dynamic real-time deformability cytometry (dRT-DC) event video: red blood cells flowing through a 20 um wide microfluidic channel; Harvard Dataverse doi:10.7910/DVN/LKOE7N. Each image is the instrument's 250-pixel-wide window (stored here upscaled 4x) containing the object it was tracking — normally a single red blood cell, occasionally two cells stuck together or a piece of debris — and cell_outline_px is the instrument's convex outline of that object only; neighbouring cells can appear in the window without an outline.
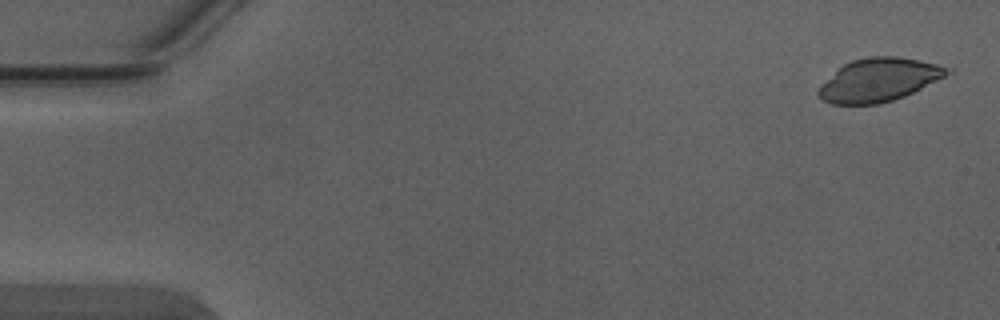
{"species": "Egyptian fruit bat (a non-hibernating species)", "species_latin": "Rousettus aegyptiacus", "temperature_condition": "warm", "stored_images_in_passage": 4, "camera_frame_rate_fps": 3000, "um_per_image_px": 0.085, "animal": {"sex": "male"}, "frame": {"image": 1, "passage_image": 1, "time_ms": 0.0, "image_size_px": [1000, 320], "cell_outline_px": [[952, 72], [904, 96], [880, 104], [832, 104], [820, 100], [816, 92], [844, 64], [852, 60], [868, 56], [896, 56], [936, 64], [952, 68]], "centroid_in_image_um": [74.7, 6.8], "position_along_channel_um": 10.3, "area_um2": 31.79}}